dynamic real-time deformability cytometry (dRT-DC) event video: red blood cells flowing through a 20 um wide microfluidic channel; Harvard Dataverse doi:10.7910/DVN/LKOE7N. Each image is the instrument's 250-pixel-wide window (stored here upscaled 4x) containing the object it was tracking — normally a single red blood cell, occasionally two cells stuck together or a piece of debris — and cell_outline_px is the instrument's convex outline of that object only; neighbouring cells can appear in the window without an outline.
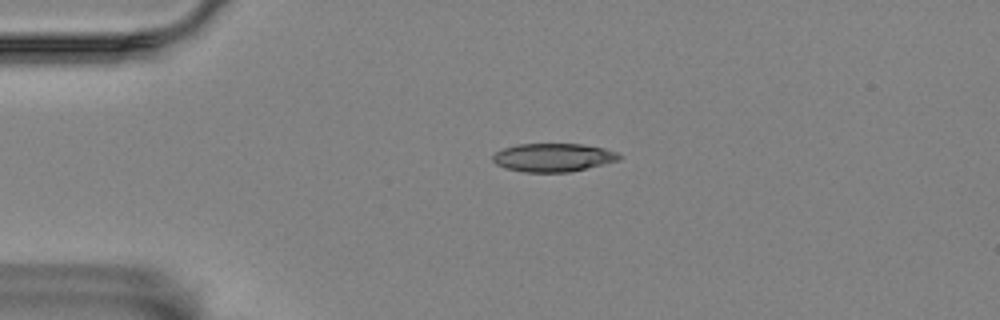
{"species": "Egyptian fruit bat (a non-hibernating species)", "species_latin": "Rousettus aegyptiacus", "temperature_condition": "room temperature", "stored_images_in_passage": 2, "camera_frame_rate_fps": 3000, "um_per_image_px": 0.085, "animal": {"sex": "female"}, "frame": {"image": 1, "passage_image": 1, "time_ms": 0.0, "image_size_px": [1000, 320], "cell_outline_px": [[620, 160], [568, 172], [524, 172], [504, 168], [496, 164], [492, 160], [492, 156], [496, 152], [504, 148], [516, 144], [580, 144], [604, 148], [616, 152], [620, 156]], "centroid_in_image_um": [46.98, 13.38], "position_along_channel_um": 38.0, "area_um2": 20.75}}